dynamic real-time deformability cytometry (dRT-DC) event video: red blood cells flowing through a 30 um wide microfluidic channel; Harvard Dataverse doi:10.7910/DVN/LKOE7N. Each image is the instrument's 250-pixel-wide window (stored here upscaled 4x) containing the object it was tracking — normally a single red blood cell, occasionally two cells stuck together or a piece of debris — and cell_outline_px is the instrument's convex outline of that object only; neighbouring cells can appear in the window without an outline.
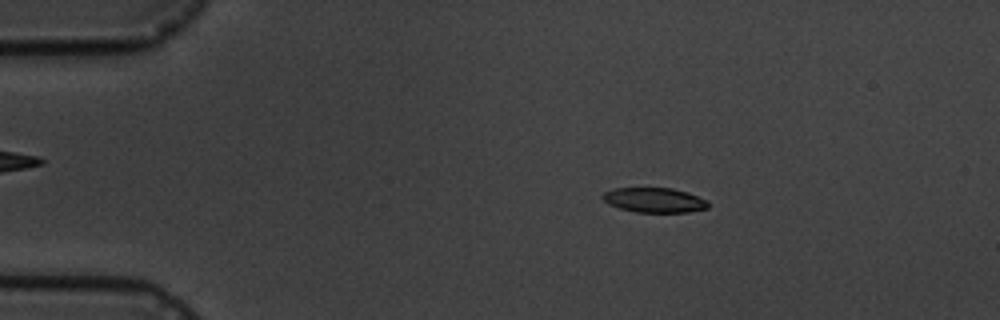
{"species": "common noctule bat (a hibernating species)", "species_latin": "Nyctalus noctula", "temperature_condition": "cold", "stored_images_in_passage": 4, "camera_frame_rate_fps": 3000, "um_per_image_px": 0.085, "animal": {"sex": "male", "body_mass_g": 19.5, "forearm_length_mm": 54.6}, "frame": {"image": 1, "passage_image": 2, "time_ms": 1.0, "image_size_px": [1000, 320], "cell_outline_px": [[708, 208], [688, 212], [636, 212], [620, 208], [608, 204], [600, 196], [604, 192], [612, 188], [672, 188], [688, 192], [708, 200]], "centroid_in_image_um": [55.61, 17.0], "position_along_channel_um": 29.4, "area_um2": 15.32}}